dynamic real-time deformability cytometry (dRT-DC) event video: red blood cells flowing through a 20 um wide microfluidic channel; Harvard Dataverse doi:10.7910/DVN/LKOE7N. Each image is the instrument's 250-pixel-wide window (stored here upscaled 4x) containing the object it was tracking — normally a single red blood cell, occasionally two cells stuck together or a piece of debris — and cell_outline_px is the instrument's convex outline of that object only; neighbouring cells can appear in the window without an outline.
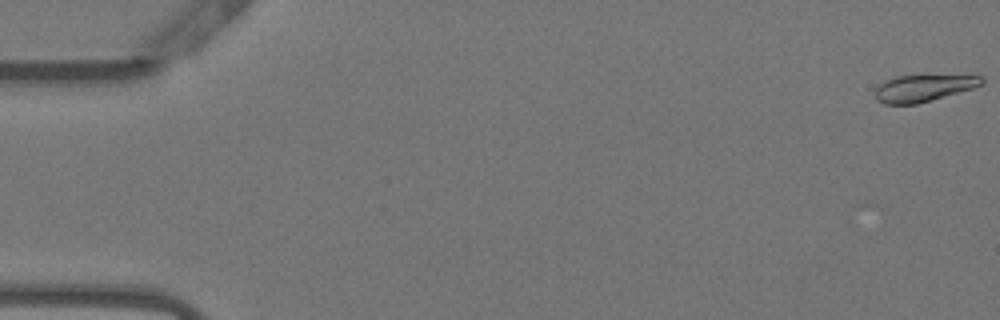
{"species": "Egyptian fruit bat (a non-hibernating species)", "species_latin": "Rousettus aegyptiacus", "temperature_condition": "warm", "stored_images_in_passage": 14, "camera_frame_rate_fps": 3000, "um_per_image_px": 0.085, "animal": {"sex": "female"}, "frame": {"image": 1, "passage_image": 1, "time_ms": 0.0, "image_size_px": [1000, 320], "cell_outline_px": [[984, 84], [972, 88], [916, 104], [884, 104], [876, 100], [876, 88], [880, 84], [896, 76], [984, 76]], "centroid_in_image_um": [78.48, 7.5], "position_along_channel_um": 6.5, "area_um2": 16.18}}
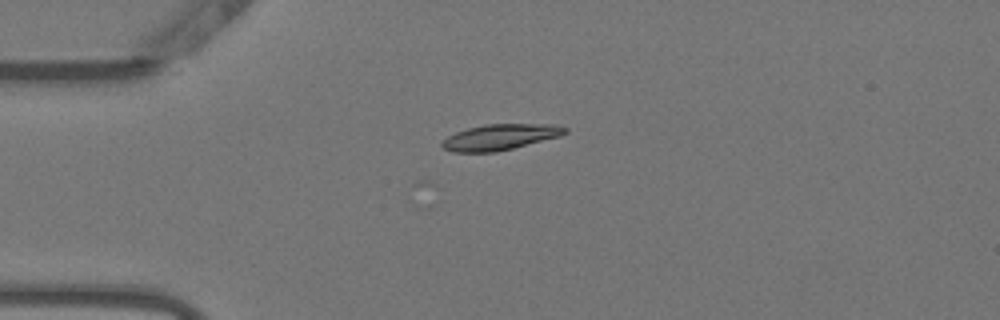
{"frame": {"image": 2, "passage_image": 14, "time_ms": 4.333, "image_size_px": [1000, 320], "cell_outline_px": [[568, 132], [560, 136], [496, 152], [452, 152], [444, 148], [440, 144], [448, 136], [456, 132], [468, 128], [488, 124], [556, 124], [568, 128]], "centroid_in_image_um": [42.53, 11.64], "position_along_channel_um": 42.5, "area_um2": 18.38}}